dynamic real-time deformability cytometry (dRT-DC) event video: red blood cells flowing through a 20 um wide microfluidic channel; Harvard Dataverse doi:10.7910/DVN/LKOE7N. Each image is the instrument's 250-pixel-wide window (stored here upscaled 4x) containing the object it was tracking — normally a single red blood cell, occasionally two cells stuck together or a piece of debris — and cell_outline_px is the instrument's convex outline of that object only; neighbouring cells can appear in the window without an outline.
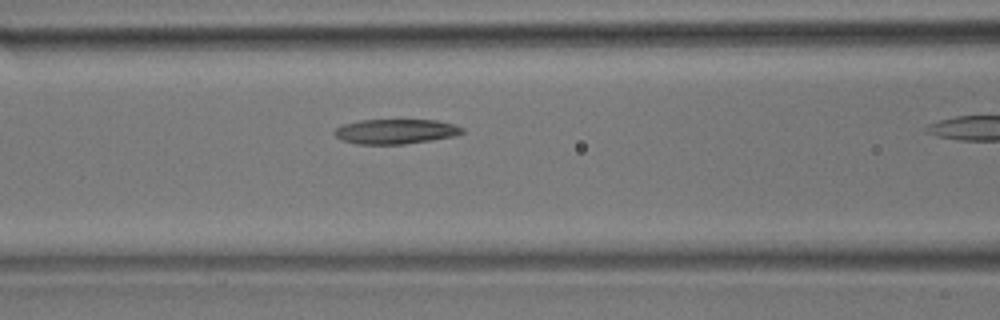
{"species": "common noctule bat (a hibernating species)", "species_latin": "Nyctalus noctula", "temperature_condition": "room temperature", "stored_images_in_passage": 29, "camera_frame_rate_fps": 3000, "um_per_image_px": 0.085, "animal": {"sex": "male", "body_mass_g": 17.9}, "frame": {"image": 1, "passage_image": 13, "time_ms": 4.0, "image_size_px": [1000, 320], "cell_outline_px": [[464, 132], [456, 136], [432, 140], [404, 144], [356, 144], [340, 140], [332, 132], [336, 128], [344, 124], [360, 120], [436, 120], [452, 124], [464, 128]], "centroid_in_image_um": [33.62, 11.18], "position_along_channel_um": 133.0, "area_um2": 18.55}}
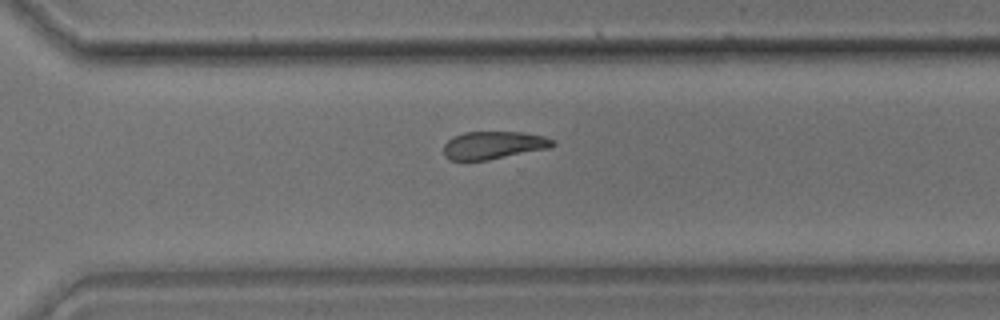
{"frame": {"image": 2, "passage_image": 25, "time_ms": 8.0, "image_size_px": [1000, 320], "cell_outline_px": [[556, 144], [548, 148], [488, 160], [452, 160], [444, 156], [444, 144], [452, 136], [464, 132], [520, 132], [544, 136], [556, 140]], "centroid_in_image_um": [41.94, 12.33], "position_along_channel_um": 328.7, "area_um2": 17.63}}